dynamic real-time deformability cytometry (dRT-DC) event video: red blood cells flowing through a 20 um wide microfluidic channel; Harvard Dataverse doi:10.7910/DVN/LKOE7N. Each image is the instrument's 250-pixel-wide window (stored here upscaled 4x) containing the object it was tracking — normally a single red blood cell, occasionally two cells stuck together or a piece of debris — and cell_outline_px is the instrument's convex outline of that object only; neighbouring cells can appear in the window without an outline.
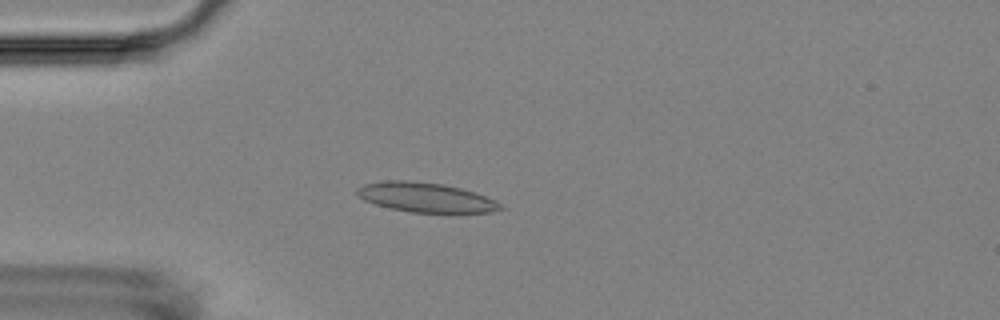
{"species": "Egyptian fruit bat (a non-hibernating species)", "species_latin": "Rousettus aegyptiacus", "temperature_condition": "room temperature", "stored_images_in_passage": 4, "camera_frame_rate_fps": 3000, "um_per_image_px": 0.085, "animal": {"sex": "female"}, "frame": {"image": 1, "passage_image": 1, "time_ms": 0.0, "image_size_px": [1000, 320], "cell_outline_px": [[504, 208], [492, 212], [412, 212], [392, 208], [376, 204], [364, 200], [356, 192], [356, 188], [364, 184], [384, 180], [408, 180], [444, 184], [476, 192], [496, 200]], "centroid_in_image_um": [36.2, 16.76], "position_along_channel_um": 48.8, "area_um2": 24.57}}